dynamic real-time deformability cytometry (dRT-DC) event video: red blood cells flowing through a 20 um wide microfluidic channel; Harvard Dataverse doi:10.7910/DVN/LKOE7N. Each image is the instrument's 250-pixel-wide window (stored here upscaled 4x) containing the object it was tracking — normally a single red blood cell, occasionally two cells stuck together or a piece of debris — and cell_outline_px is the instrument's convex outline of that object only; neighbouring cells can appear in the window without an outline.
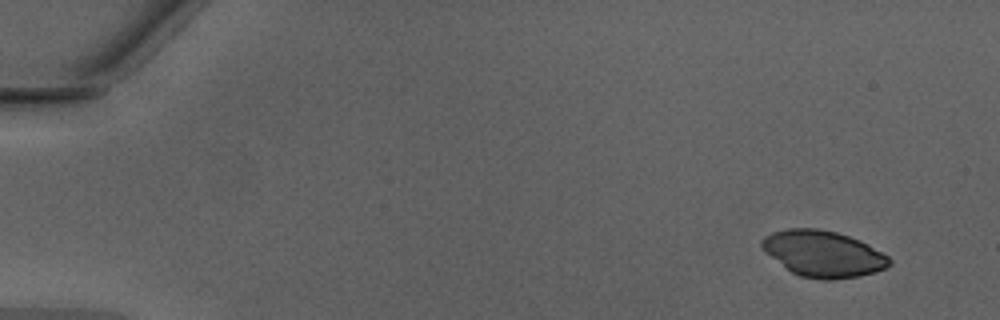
{"species": "Egyptian fruit bat (a non-hibernating species)", "species_latin": "Rousettus aegyptiacus", "temperature_condition": "warm", "stored_images_in_passage": 45, "camera_frame_rate_fps": 3000, "um_per_image_px": 0.085, "animal": {"sex": "male"}, "frame": {"image": 1, "passage_image": 1, "time_ms": 0.0, "image_size_px": [1000, 320], "cell_outline_px": [[892, 264], [884, 268], [860, 276], [832, 280], [824, 280], [800, 276], [792, 272], [772, 256], [760, 244], [760, 240], [764, 236], [772, 232], [788, 228], [816, 228], [836, 232], [860, 240], [868, 244], [888, 256], [892, 260]], "centroid_in_image_um": [69.99, 21.56], "position_along_channel_um": 15.0, "area_um2": 33.99}}